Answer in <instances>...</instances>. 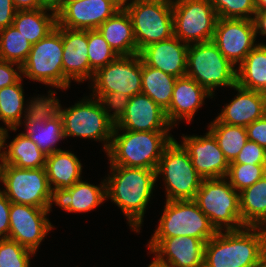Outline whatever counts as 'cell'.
<instances>
[{
	"mask_svg": "<svg viewBox=\"0 0 266 267\" xmlns=\"http://www.w3.org/2000/svg\"><path fill=\"white\" fill-rule=\"evenodd\" d=\"M208 130L216 138L219 148L229 163L238 156L245 143L248 141L246 127L221 123L214 119Z\"/></svg>",
	"mask_w": 266,
	"mask_h": 267,
	"instance_id": "cell-34",
	"label": "cell"
},
{
	"mask_svg": "<svg viewBox=\"0 0 266 267\" xmlns=\"http://www.w3.org/2000/svg\"><path fill=\"white\" fill-rule=\"evenodd\" d=\"M4 129H0V161L2 159V134Z\"/></svg>",
	"mask_w": 266,
	"mask_h": 267,
	"instance_id": "cell-52",
	"label": "cell"
},
{
	"mask_svg": "<svg viewBox=\"0 0 266 267\" xmlns=\"http://www.w3.org/2000/svg\"><path fill=\"white\" fill-rule=\"evenodd\" d=\"M45 171L51 190L68 189L82 179V164L77 155L69 150L47 155Z\"/></svg>",
	"mask_w": 266,
	"mask_h": 267,
	"instance_id": "cell-28",
	"label": "cell"
},
{
	"mask_svg": "<svg viewBox=\"0 0 266 267\" xmlns=\"http://www.w3.org/2000/svg\"><path fill=\"white\" fill-rule=\"evenodd\" d=\"M73 1H79V0H65V4L68 2H73Z\"/></svg>",
	"mask_w": 266,
	"mask_h": 267,
	"instance_id": "cell-54",
	"label": "cell"
},
{
	"mask_svg": "<svg viewBox=\"0 0 266 267\" xmlns=\"http://www.w3.org/2000/svg\"><path fill=\"white\" fill-rule=\"evenodd\" d=\"M48 93V97L45 98L62 117L64 138L76 136L103 141L104 150L108 151L114 125L108 120L97 98L90 96L89 99L87 96L72 107L62 109L59 99L54 96L56 92L50 89Z\"/></svg>",
	"mask_w": 266,
	"mask_h": 267,
	"instance_id": "cell-4",
	"label": "cell"
},
{
	"mask_svg": "<svg viewBox=\"0 0 266 267\" xmlns=\"http://www.w3.org/2000/svg\"><path fill=\"white\" fill-rule=\"evenodd\" d=\"M123 0L130 16L137 54L146 46L174 35L171 0Z\"/></svg>",
	"mask_w": 266,
	"mask_h": 267,
	"instance_id": "cell-5",
	"label": "cell"
},
{
	"mask_svg": "<svg viewBox=\"0 0 266 267\" xmlns=\"http://www.w3.org/2000/svg\"><path fill=\"white\" fill-rule=\"evenodd\" d=\"M256 10H266V0H255Z\"/></svg>",
	"mask_w": 266,
	"mask_h": 267,
	"instance_id": "cell-51",
	"label": "cell"
},
{
	"mask_svg": "<svg viewBox=\"0 0 266 267\" xmlns=\"http://www.w3.org/2000/svg\"><path fill=\"white\" fill-rule=\"evenodd\" d=\"M106 177V195L127 217L129 227L140 232L146 207L152 196L156 170L110 165Z\"/></svg>",
	"mask_w": 266,
	"mask_h": 267,
	"instance_id": "cell-1",
	"label": "cell"
},
{
	"mask_svg": "<svg viewBox=\"0 0 266 267\" xmlns=\"http://www.w3.org/2000/svg\"><path fill=\"white\" fill-rule=\"evenodd\" d=\"M3 193L11 203L49 208L51 188L45 168L1 164Z\"/></svg>",
	"mask_w": 266,
	"mask_h": 267,
	"instance_id": "cell-12",
	"label": "cell"
},
{
	"mask_svg": "<svg viewBox=\"0 0 266 267\" xmlns=\"http://www.w3.org/2000/svg\"><path fill=\"white\" fill-rule=\"evenodd\" d=\"M238 67L236 85L266 93V44L258 43Z\"/></svg>",
	"mask_w": 266,
	"mask_h": 267,
	"instance_id": "cell-31",
	"label": "cell"
},
{
	"mask_svg": "<svg viewBox=\"0 0 266 267\" xmlns=\"http://www.w3.org/2000/svg\"><path fill=\"white\" fill-rule=\"evenodd\" d=\"M22 80L23 78L13 85L0 89V120L6 125V129L12 131H16L19 125L21 126V118H26L29 112L44 98V95L34 97L30 102L28 101L25 107Z\"/></svg>",
	"mask_w": 266,
	"mask_h": 267,
	"instance_id": "cell-29",
	"label": "cell"
},
{
	"mask_svg": "<svg viewBox=\"0 0 266 267\" xmlns=\"http://www.w3.org/2000/svg\"><path fill=\"white\" fill-rule=\"evenodd\" d=\"M188 47L173 35L144 47L139 55L146 65L178 78L186 76Z\"/></svg>",
	"mask_w": 266,
	"mask_h": 267,
	"instance_id": "cell-21",
	"label": "cell"
},
{
	"mask_svg": "<svg viewBox=\"0 0 266 267\" xmlns=\"http://www.w3.org/2000/svg\"><path fill=\"white\" fill-rule=\"evenodd\" d=\"M48 213V209L11 203L8 238L36 254L43 239L53 229Z\"/></svg>",
	"mask_w": 266,
	"mask_h": 267,
	"instance_id": "cell-14",
	"label": "cell"
},
{
	"mask_svg": "<svg viewBox=\"0 0 266 267\" xmlns=\"http://www.w3.org/2000/svg\"><path fill=\"white\" fill-rule=\"evenodd\" d=\"M172 139L169 132L113 130L106 152L109 164L156 170L165 147Z\"/></svg>",
	"mask_w": 266,
	"mask_h": 267,
	"instance_id": "cell-3",
	"label": "cell"
},
{
	"mask_svg": "<svg viewBox=\"0 0 266 267\" xmlns=\"http://www.w3.org/2000/svg\"><path fill=\"white\" fill-rule=\"evenodd\" d=\"M255 40L253 20L218 18L212 41L232 64L239 65L246 58L257 45Z\"/></svg>",
	"mask_w": 266,
	"mask_h": 267,
	"instance_id": "cell-15",
	"label": "cell"
},
{
	"mask_svg": "<svg viewBox=\"0 0 266 267\" xmlns=\"http://www.w3.org/2000/svg\"><path fill=\"white\" fill-rule=\"evenodd\" d=\"M206 97L213 98L195 80L188 76L178 77L174 84L170 106L165 111L172 127L178 125L177 122L181 120L190 123Z\"/></svg>",
	"mask_w": 266,
	"mask_h": 267,
	"instance_id": "cell-25",
	"label": "cell"
},
{
	"mask_svg": "<svg viewBox=\"0 0 266 267\" xmlns=\"http://www.w3.org/2000/svg\"><path fill=\"white\" fill-rule=\"evenodd\" d=\"M35 253L10 238L0 239V267H30Z\"/></svg>",
	"mask_w": 266,
	"mask_h": 267,
	"instance_id": "cell-38",
	"label": "cell"
},
{
	"mask_svg": "<svg viewBox=\"0 0 266 267\" xmlns=\"http://www.w3.org/2000/svg\"><path fill=\"white\" fill-rule=\"evenodd\" d=\"M194 201L217 231L244 228L239 208V193L225 177L203 179Z\"/></svg>",
	"mask_w": 266,
	"mask_h": 267,
	"instance_id": "cell-7",
	"label": "cell"
},
{
	"mask_svg": "<svg viewBox=\"0 0 266 267\" xmlns=\"http://www.w3.org/2000/svg\"><path fill=\"white\" fill-rule=\"evenodd\" d=\"M182 142L192 165L203 179L226 177L230 163L209 130L204 136H183Z\"/></svg>",
	"mask_w": 266,
	"mask_h": 267,
	"instance_id": "cell-19",
	"label": "cell"
},
{
	"mask_svg": "<svg viewBox=\"0 0 266 267\" xmlns=\"http://www.w3.org/2000/svg\"><path fill=\"white\" fill-rule=\"evenodd\" d=\"M42 9L49 10L57 15V13L64 7L65 0H40Z\"/></svg>",
	"mask_w": 266,
	"mask_h": 267,
	"instance_id": "cell-48",
	"label": "cell"
},
{
	"mask_svg": "<svg viewBox=\"0 0 266 267\" xmlns=\"http://www.w3.org/2000/svg\"><path fill=\"white\" fill-rule=\"evenodd\" d=\"M17 11L12 0H0V30L13 24Z\"/></svg>",
	"mask_w": 266,
	"mask_h": 267,
	"instance_id": "cell-45",
	"label": "cell"
},
{
	"mask_svg": "<svg viewBox=\"0 0 266 267\" xmlns=\"http://www.w3.org/2000/svg\"><path fill=\"white\" fill-rule=\"evenodd\" d=\"M32 44L13 25L0 30V59L23 65Z\"/></svg>",
	"mask_w": 266,
	"mask_h": 267,
	"instance_id": "cell-35",
	"label": "cell"
},
{
	"mask_svg": "<svg viewBox=\"0 0 266 267\" xmlns=\"http://www.w3.org/2000/svg\"><path fill=\"white\" fill-rule=\"evenodd\" d=\"M11 202L0 191V239L8 238L9 235V212Z\"/></svg>",
	"mask_w": 266,
	"mask_h": 267,
	"instance_id": "cell-44",
	"label": "cell"
},
{
	"mask_svg": "<svg viewBox=\"0 0 266 267\" xmlns=\"http://www.w3.org/2000/svg\"><path fill=\"white\" fill-rule=\"evenodd\" d=\"M17 10H36L41 8L40 0H12Z\"/></svg>",
	"mask_w": 266,
	"mask_h": 267,
	"instance_id": "cell-47",
	"label": "cell"
},
{
	"mask_svg": "<svg viewBox=\"0 0 266 267\" xmlns=\"http://www.w3.org/2000/svg\"><path fill=\"white\" fill-rule=\"evenodd\" d=\"M24 120L25 134L45 155L62 150L55 146L64 139L62 117L45 97Z\"/></svg>",
	"mask_w": 266,
	"mask_h": 267,
	"instance_id": "cell-17",
	"label": "cell"
},
{
	"mask_svg": "<svg viewBox=\"0 0 266 267\" xmlns=\"http://www.w3.org/2000/svg\"><path fill=\"white\" fill-rule=\"evenodd\" d=\"M163 175L166 201L194 200L203 178L192 165L188 151L174 138L165 147L156 169Z\"/></svg>",
	"mask_w": 266,
	"mask_h": 267,
	"instance_id": "cell-8",
	"label": "cell"
},
{
	"mask_svg": "<svg viewBox=\"0 0 266 267\" xmlns=\"http://www.w3.org/2000/svg\"><path fill=\"white\" fill-rule=\"evenodd\" d=\"M14 65L18 71L14 69ZM22 76L21 65L0 59V89L17 83Z\"/></svg>",
	"mask_w": 266,
	"mask_h": 267,
	"instance_id": "cell-42",
	"label": "cell"
},
{
	"mask_svg": "<svg viewBox=\"0 0 266 267\" xmlns=\"http://www.w3.org/2000/svg\"><path fill=\"white\" fill-rule=\"evenodd\" d=\"M123 0H79L68 2L57 13V25L73 30L97 29L122 8Z\"/></svg>",
	"mask_w": 266,
	"mask_h": 267,
	"instance_id": "cell-16",
	"label": "cell"
},
{
	"mask_svg": "<svg viewBox=\"0 0 266 267\" xmlns=\"http://www.w3.org/2000/svg\"><path fill=\"white\" fill-rule=\"evenodd\" d=\"M63 74L65 89L70 88L71 80H90L88 59V30H73L62 27Z\"/></svg>",
	"mask_w": 266,
	"mask_h": 267,
	"instance_id": "cell-22",
	"label": "cell"
},
{
	"mask_svg": "<svg viewBox=\"0 0 266 267\" xmlns=\"http://www.w3.org/2000/svg\"><path fill=\"white\" fill-rule=\"evenodd\" d=\"M218 18L252 20L256 13L255 0H209Z\"/></svg>",
	"mask_w": 266,
	"mask_h": 267,
	"instance_id": "cell-39",
	"label": "cell"
},
{
	"mask_svg": "<svg viewBox=\"0 0 266 267\" xmlns=\"http://www.w3.org/2000/svg\"><path fill=\"white\" fill-rule=\"evenodd\" d=\"M99 100L108 120L116 126L124 117L130 97L119 92L104 95H91ZM113 109V114L111 111Z\"/></svg>",
	"mask_w": 266,
	"mask_h": 267,
	"instance_id": "cell-40",
	"label": "cell"
},
{
	"mask_svg": "<svg viewBox=\"0 0 266 267\" xmlns=\"http://www.w3.org/2000/svg\"><path fill=\"white\" fill-rule=\"evenodd\" d=\"M117 57V53L110 47L98 29L88 30L90 80L98 69L105 67Z\"/></svg>",
	"mask_w": 266,
	"mask_h": 267,
	"instance_id": "cell-36",
	"label": "cell"
},
{
	"mask_svg": "<svg viewBox=\"0 0 266 267\" xmlns=\"http://www.w3.org/2000/svg\"><path fill=\"white\" fill-rule=\"evenodd\" d=\"M231 163L266 165V149L248 140L238 156Z\"/></svg>",
	"mask_w": 266,
	"mask_h": 267,
	"instance_id": "cell-41",
	"label": "cell"
},
{
	"mask_svg": "<svg viewBox=\"0 0 266 267\" xmlns=\"http://www.w3.org/2000/svg\"><path fill=\"white\" fill-rule=\"evenodd\" d=\"M151 238L191 236L207 242L218 231L194 200L166 201Z\"/></svg>",
	"mask_w": 266,
	"mask_h": 267,
	"instance_id": "cell-9",
	"label": "cell"
},
{
	"mask_svg": "<svg viewBox=\"0 0 266 267\" xmlns=\"http://www.w3.org/2000/svg\"><path fill=\"white\" fill-rule=\"evenodd\" d=\"M239 208L244 227L266 228V174L239 192Z\"/></svg>",
	"mask_w": 266,
	"mask_h": 267,
	"instance_id": "cell-30",
	"label": "cell"
},
{
	"mask_svg": "<svg viewBox=\"0 0 266 267\" xmlns=\"http://www.w3.org/2000/svg\"><path fill=\"white\" fill-rule=\"evenodd\" d=\"M8 131L4 128L2 134L1 164L14 165L18 168H45L47 155L24 132L19 133L9 145L5 146Z\"/></svg>",
	"mask_w": 266,
	"mask_h": 267,
	"instance_id": "cell-26",
	"label": "cell"
},
{
	"mask_svg": "<svg viewBox=\"0 0 266 267\" xmlns=\"http://www.w3.org/2000/svg\"><path fill=\"white\" fill-rule=\"evenodd\" d=\"M237 94L225 104L216 119L221 123L246 127L266 115V93L233 87Z\"/></svg>",
	"mask_w": 266,
	"mask_h": 267,
	"instance_id": "cell-24",
	"label": "cell"
},
{
	"mask_svg": "<svg viewBox=\"0 0 266 267\" xmlns=\"http://www.w3.org/2000/svg\"><path fill=\"white\" fill-rule=\"evenodd\" d=\"M266 174V165L230 163L226 179L239 193L252 186Z\"/></svg>",
	"mask_w": 266,
	"mask_h": 267,
	"instance_id": "cell-37",
	"label": "cell"
},
{
	"mask_svg": "<svg viewBox=\"0 0 266 267\" xmlns=\"http://www.w3.org/2000/svg\"><path fill=\"white\" fill-rule=\"evenodd\" d=\"M252 20L256 37L258 33L262 36H266V10H257Z\"/></svg>",
	"mask_w": 266,
	"mask_h": 267,
	"instance_id": "cell-46",
	"label": "cell"
},
{
	"mask_svg": "<svg viewBox=\"0 0 266 267\" xmlns=\"http://www.w3.org/2000/svg\"><path fill=\"white\" fill-rule=\"evenodd\" d=\"M97 29L118 56L137 54L132 22L123 7Z\"/></svg>",
	"mask_w": 266,
	"mask_h": 267,
	"instance_id": "cell-27",
	"label": "cell"
},
{
	"mask_svg": "<svg viewBox=\"0 0 266 267\" xmlns=\"http://www.w3.org/2000/svg\"><path fill=\"white\" fill-rule=\"evenodd\" d=\"M103 180L100 187L81 179L68 189L51 190L49 213L53 203L69 213L88 212L98 207L107 199L106 181Z\"/></svg>",
	"mask_w": 266,
	"mask_h": 267,
	"instance_id": "cell-23",
	"label": "cell"
},
{
	"mask_svg": "<svg viewBox=\"0 0 266 267\" xmlns=\"http://www.w3.org/2000/svg\"><path fill=\"white\" fill-rule=\"evenodd\" d=\"M166 112L149 96L139 93L129 99L122 120L113 130L170 132Z\"/></svg>",
	"mask_w": 266,
	"mask_h": 267,
	"instance_id": "cell-20",
	"label": "cell"
},
{
	"mask_svg": "<svg viewBox=\"0 0 266 267\" xmlns=\"http://www.w3.org/2000/svg\"><path fill=\"white\" fill-rule=\"evenodd\" d=\"M174 36L189 44L213 40L218 15L209 0H172Z\"/></svg>",
	"mask_w": 266,
	"mask_h": 267,
	"instance_id": "cell-11",
	"label": "cell"
},
{
	"mask_svg": "<svg viewBox=\"0 0 266 267\" xmlns=\"http://www.w3.org/2000/svg\"><path fill=\"white\" fill-rule=\"evenodd\" d=\"M148 267H169V266L154 255V260L151 262V264L148 265Z\"/></svg>",
	"mask_w": 266,
	"mask_h": 267,
	"instance_id": "cell-49",
	"label": "cell"
},
{
	"mask_svg": "<svg viewBox=\"0 0 266 267\" xmlns=\"http://www.w3.org/2000/svg\"><path fill=\"white\" fill-rule=\"evenodd\" d=\"M266 251V228L218 231L205 244L203 267H255Z\"/></svg>",
	"mask_w": 266,
	"mask_h": 267,
	"instance_id": "cell-2",
	"label": "cell"
},
{
	"mask_svg": "<svg viewBox=\"0 0 266 267\" xmlns=\"http://www.w3.org/2000/svg\"><path fill=\"white\" fill-rule=\"evenodd\" d=\"M236 72L235 65L225 58L212 40L189 44L186 76L213 97L217 87L233 88L236 85Z\"/></svg>",
	"mask_w": 266,
	"mask_h": 267,
	"instance_id": "cell-6",
	"label": "cell"
},
{
	"mask_svg": "<svg viewBox=\"0 0 266 267\" xmlns=\"http://www.w3.org/2000/svg\"><path fill=\"white\" fill-rule=\"evenodd\" d=\"M46 9L18 10L14 16L13 26L32 44L45 38L55 29L56 14H48Z\"/></svg>",
	"mask_w": 266,
	"mask_h": 267,
	"instance_id": "cell-32",
	"label": "cell"
},
{
	"mask_svg": "<svg viewBox=\"0 0 266 267\" xmlns=\"http://www.w3.org/2000/svg\"><path fill=\"white\" fill-rule=\"evenodd\" d=\"M176 80V77L150 67L142 61L141 93L149 96L164 111L170 106Z\"/></svg>",
	"mask_w": 266,
	"mask_h": 267,
	"instance_id": "cell-33",
	"label": "cell"
},
{
	"mask_svg": "<svg viewBox=\"0 0 266 267\" xmlns=\"http://www.w3.org/2000/svg\"><path fill=\"white\" fill-rule=\"evenodd\" d=\"M2 181V168H1V161H0V182ZM1 191V189H0Z\"/></svg>",
	"mask_w": 266,
	"mask_h": 267,
	"instance_id": "cell-53",
	"label": "cell"
},
{
	"mask_svg": "<svg viewBox=\"0 0 266 267\" xmlns=\"http://www.w3.org/2000/svg\"><path fill=\"white\" fill-rule=\"evenodd\" d=\"M62 27L56 24L45 38L32 45L22 75L30 80L65 90Z\"/></svg>",
	"mask_w": 266,
	"mask_h": 267,
	"instance_id": "cell-10",
	"label": "cell"
},
{
	"mask_svg": "<svg viewBox=\"0 0 266 267\" xmlns=\"http://www.w3.org/2000/svg\"><path fill=\"white\" fill-rule=\"evenodd\" d=\"M255 267H266V251L260 256Z\"/></svg>",
	"mask_w": 266,
	"mask_h": 267,
	"instance_id": "cell-50",
	"label": "cell"
},
{
	"mask_svg": "<svg viewBox=\"0 0 266 267\" xmlns=\"http://www.w3.org/2000/svg\"><path fill=\"white\" fill-rule=\"evenodd\" d=\"M206 242L191 236L151 238L149 253L169 267H203Z\"/></svg>",
	"mask_w": 266,
	"mask_h": 267,
	"instance_id": "cell-18",
	"label": "cell"
},
{
	"mask_svg": "<svg viewBox=\"0 0 266 267\" xmlns=\"http://www.w3.org/2000/svg\"><path fill=\"white\" fill-rule=\"evenodd\" d=\"M249 141L266 149V115L246 126Z\"/></svg>",
	"mask_w": 266,
	"mask_h": 267,
	"instance_id": "cell-43",
	"label": "cell"
},
{
	"mask_svg": "<svg viewBox=\"0 0 266 267\" xmlns=\"http://www.w3.org/2000/svg\"><path fill=\"white\" fill-rule=\"evenodd\" d=\"M91 95L123 93L130 98L141 93L142 59L139 54L118 56L98 69L92 78Z\"/></svg>",
	"mask_w": 266,
	"mask_h": 267,
	"instance_id": "cell-13",
	"label": "cell"
}]
</instances>
